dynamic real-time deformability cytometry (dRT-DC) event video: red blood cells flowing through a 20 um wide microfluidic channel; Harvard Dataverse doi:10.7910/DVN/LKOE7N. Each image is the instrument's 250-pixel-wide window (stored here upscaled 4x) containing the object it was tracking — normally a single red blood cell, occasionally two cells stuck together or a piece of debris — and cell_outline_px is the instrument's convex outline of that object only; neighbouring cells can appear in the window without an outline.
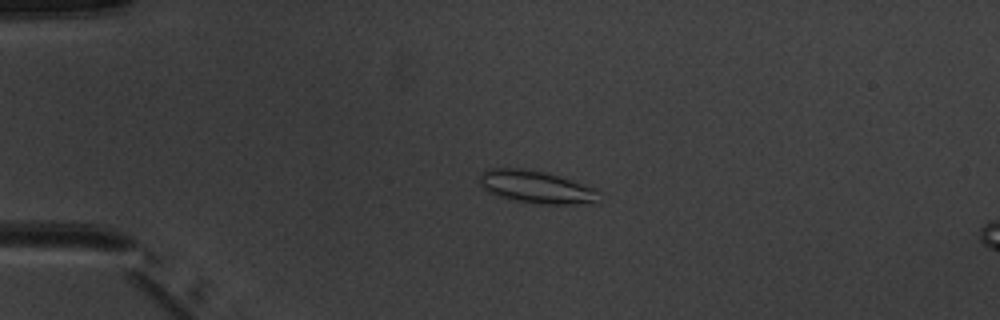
{"species": "common noctule bat (a hibernating species)", "species_latin": "Nyctalus noctula", "temperature_condition": "warm", "stored_images_in_passage": 5, "camera_frame_rate_fps": 3000, "um_per_image_px": 0.085, "animal": {"sex": "male", "body_mass_g": 20.1, "forearm_length_mm": 53.5}, "frame": {"image": 1, "passage_image": 3, "time_ms": 2.333, "image_size_px": [1000, 320], "cell_outline_px": [[600, 192], [596, 204], [536, 204], [496, 196], [488, 192], [480, 184], [480, 176], [488, 168], [520, 168], [540, 172], [556, 176], [596, 188]], "centroid_in_image_um": [45.6, 15.92], "position_along_channel_um": 39.4, "area_um2": 22.48}}
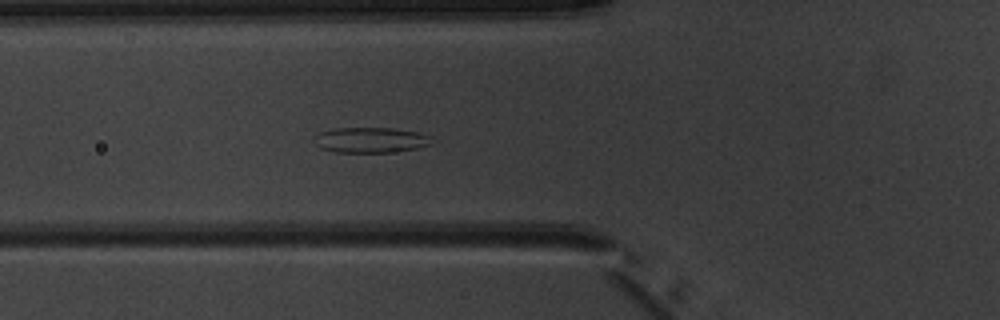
{"frame": {"image": 2, "passage_image": 5, "time_ms": 4.667, "image_size_px": [1000, 320], "cell_outline_px": [[432, 144], [416, 148], [388, 152], [336, 152], [320, 148], [312, 140], [312, 136], [320, 132], [336, 128], [392, 128], [416, 132], [428, 136]], "centroid_in_image_um": [31.41, 11.9], "position_along_channel_um": 94.4, "area_um2": 17.22}}